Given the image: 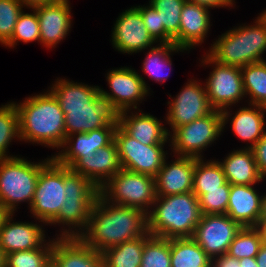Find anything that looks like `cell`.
I'll return each mask as SVG.
<instances>
[{"label": "cell", "instance_id": "6da1fadb", "mask_svg": "<svg viewBox=\"0 0 266 267\" xmlns=\"http://www.w3.org/2000/svg\"><path fill=\"white\" fill-rule=\"evenodd\" d=\"M54 82L49 91L65 114V137L119 125V110L100 92L99 86H89L66 78H57Z\"/></svg>", "mask_w": 266, "mask_h": 267}, {"label": "cell", "instance_id": "7a4b0ae2", "mask_svg": "<svg viewBox=\"0 0 266 267\" xmlns=\"http://www.w3.org/2000/svg\"><path fill=\"white\" fill-rule=\"evenodd\" d=\"M148 233L147 213L144 210L112 204L98 195L85 231L79 238L97 252Z\"/></svg>", "mask_w": 266, "mask_h": 267}, {"label": "cell", "instance_id": "3957f363", "mask_svg": "<svg viewBox=\"0 0 266 267\" xmlns=\"http://www.w3.org/2000/svg\"><path fill=\"white\" fill-rule=\"evenodd\" d=\"M14 105L19 116L20 141L60 150L65 140V114L49 90Z\"/></svg>", "mask_w": 266, "mask_h": 267}, {"label": "cell", "instance_id": "277c9868", "mask_svg": "<svg viewBox=\"0 0 266 267\" xmlns=\"http://www.w3.org/2000/svg\"><path fill=\"white\" fill-rule=\"evenodd\" d=\"M201 217L199 200L193 192L157 196L147 213L148 232L165 239L192 238Z\"/></svg>", "mask_w": 266, "mask_h": 267}, {"label": "cell", "instance_id": "5b68a950", "mask_svg": "<svg viewBox=\"0 0 266 267\" xmlns=\"http://www.w3.org/2000/svg\"><path fill=\"white\" fill-rule=\"evenodd\" d=\"M254 23L226 31L211 44L207 54L219 64L240 68L263 61L262 54L266 51V22L258 16Z\"/></svg>", "mask_w": 266, "mask_h": 267}, {"label": "cell", "instance_id": "8992f818", "mask_svg": "<svg viewBox=\"0 0 266 267\" xmlns=\"http://www.w3.org/2000/svg\"><path fill=\"white\" fill-rule=\"evenodd\" d=\"M52 159L31 162L24 157L0 159V204L14 214L21 202L31 206L40 170Z\"/></svg>", "mask_w": 266, "mask_h": 267}, {"label": "cell", "instance_id": "52a82bcc", "mask_svg": "<svg viewBox=\"0 0 266 267\" xmlns=\"http://www.w3.org/2000/svg\"><path fill=\"white\" fill-rule=\"evenodd\" d=\"M100 195L108 202L135 207L148 213L157 198L155 178L121 169L102 187Z\"/></svg>", "mask_w": 266, "mask_h": 267}, {"label": "cell", "instance_id": "ba28073f", "mask_svg": "<svg viewBox=\"0 0 266 267\" xmlns=\"http://www.w3.org/2000/svg\"><path fill=\"white\" fill-rule=\"evenodd\" d=\"M224 130L222 112L213 109L208 115L177 127L170 134L168 145L177 156L201 159L204 158L202 152L215 143Z\"/></svg>", "mask_w": 266, "mask_h": 267}, {"label": "cell", "instance_id": "9c48e42d", "mask_svg": "<svg viewBox=\"0 0 266 267\" xmlns=\"http://www.w3.org/2000/svg\"><path fill=\"white\" fill-rule=\"evenodd\" d=\"M64 188V166L53 158L40 170L30 213L36 221L50 223L58 216L66 201Z\"/></svg>", "mask_w": 266, "mask_h": 267}, {"label": "cell", "instance_id": "30bf717a", "mask_svg": "<svg viewBox=\"0 0 266 267\" xmlns=\"http://www.w3.org/2000/svg\"><path fill=\"white\" fill-rule=\"evenodd\" d=\"M201 64H212L213 71L209 73L205 87L209 104L214 110L222 111L232 107L246 97L240 67L219 64L207 52L202 57Z\"/></svg>", "mask_w": 266, "mask_h": 267}, {"label": "cell", "instance_id": "8fae6325", "mask_svg": "<svg viewBox=\"0 0 266 267\" xmlns=\"http://www.w3.org/2000/svg\"><path fill=\"white\" fill-rule=\"evenodd\" d=\"M122 168L156 177L166 160L165 144L144 145L129 136L119 125L114 134Z\"/></svg>", "mask_w": 266, "mask_h": 267}, {"label": "cell", "instance_id": "7c38bea8", "mask_svg": "<svg viewBox=\"0 0 266 267\" xmlns=\"http://www.w3.org/2000/svg\"><path fill=\"white\" fill-rule=\"evenodd\" d=\"M200 83L194 79L188 80L181 91L167 102L169 109L164 121L171 127L169 134L177 127L187 125L213 110L208 101L206 87Z\"/></svg>", "mask_w": 266, "mask_h": 267}, {"label": "cell", "instance_id": "4fadbf2b", "mask_svg": "<svg viewBox=\"0 0 266 267\" xmlns=\"http://www.w3.org/2000/svg\"><path fill=\"white\" fill-rule=\"evenodd\" d=\"M110 93L100 88V92L107 96L119 112L135 109L142 103L144 97L150 94L148 83L136 70L122 67L109 70L106 74Z\"/></svg>", "mask_w": 266, "mask_h": 267}, {"label": "cell", "instance_id": "5bb4252c", "mask_svg": "<svg viewBox=\"0 0 266 267\" xmlns=\"http://www.w3.org/2000/svg\"><path fill=\"white\" fill-rule=\"evenodd\" d=\"M241 228L227 214H205L200 218L192 238L212 259L228 252Z\"/></svg>", "mask_w": 266, "mask_h": 267}, {"label": "cell", "instance_id": "9a60e30c", "mask_svg": "<svg viewBox=\"0 0 266 267\" xmlns=\"http://www.w3.org/2000/svg\"><path fill=\"white\" fill-rule=\"evenodd\" d=\"M112 28V46L122 54H132L157 44L149 35L140 12L133 6L122 12Z\"/></svg>", "mask_w": 266, "mask_h": 267}, {"label": "cell", "instance_id": "2e32d148", "mask_svg": "<svg viewBox=\"0 0 266 267\" xmlns=\"http://www.w3.org/2000/svg\"><path fill=\"white\" fill-rule=\"evenodd\" d=\"M117 127H104L87 133H74L65 140L52 158L60 165L71 168L80 158L93 157L94 153L111 144Z\"/></svg>", "mask_w": 266, "mask_h": 267}, {"label": "cell", "instance_id": "e0dca14e", "mask_svg": "<svg viewBox=\"0 0 266 267\" xmlns=\"http://www.w3.org/2000/svg\"><path fill=\"white\" fill-rule=\"evenodd\" d=\"M31 9L36 11L39 20L40 44H43V47L55 48L66 38L72 27L70 1L57 0Z\"/></svg>", "mask_w": 266, "mask_h": 267}, {"label": "cell", "instance_id": "ac0fdd59", "mask_svg": "<svg viewBox=\"0 0 266 267\" xmlns=\"http://www.w3.org/2000/svg\"><path fill=\"white\" fill-rule=\"evenodd\" d=\"M13 215L10 213L0 227V249L5 255L39 248L47 241L44 222H14Z\"/></svg>", "mask_w": 266, "mask_h": 267}, {"label": "cell", "instance_id": "d6986e66", "mask_svg": "<svg viewBox=\"0 0 266 267\" xmlns=\"http://www.w3.org/2000/svg\"><path fill=\"white\" fill-rule=\"evenodd\" d=\"M196 158L177 156L175 161L167 158L155 177L157 196L192 192Z\"/></svg>", "mask_w": 266, "mask_h": 267}, {"label": "cell", "instance_id": "ffe728a7", "mask_svg": "<svg viewBox=\"0 0 266 267\" xmlns=\"http://www.w3.org/2000/svg\"><path fill=\"white\" fill-rule=\"evenodd\" d=\"M249 106V107H248ZM232 114L231 107L222 110L223 127L231 121V129L242 141L250 142L244 148L251 149L266 132L265 107L248 104ZM231 110V111H230ZM233 115V116H231ZM232 117V118H231ZM230 118V119H229Z\"/></svg>", "mask_w": 266, "mask_h": 267}, {"label": "cell", "instance_id": "44dd1931", "mask_svg": "<svg viewBox=\"0 0 266 267\" xmlns=\"http://www.w3.org/2000/svg\"><path fill=\"white\" fill-rule=\"evenodd\" d=\"M70 169L102 187L122 169L115 141L97 150L93 157L80 158Z\"/></svg>", "mask_w": 266, "mask_h": 267}, {"label": "cell", "instance_id": "7402d4cb", "mask_svg": "<svg viewBox=\"0 0 266 267\" xmlns=\"http://www.w3.org/2000/svg\"><path fill=\"white\" fill-rule=\"evenodd\" d=\"M53 267H104L102 253L87 246L79 237H55Z\"/></svg>", "mask_w": 266, "mask_h": 267}, {"label": "cell", "instance_id": "603a6c76", "mask_svg": "<svg viewBox=\"0 0 266 267\" xmlns=\"http://www.w3.org/2000/svg\"><path fill=\"white\" fill-rule=\"evenodd\" d=\"M137 111L140 113L130 110L120 112L119 126L129 136L144 145L166 144L170 141L169 130L162 121L150 113H143L139 108Z\"/></svg>", "mask_w": 266, "mask_h": 267}, {"label": "cell", "instance_id": "cb8c5ba5", "mask_svg": "<svg viewBox=\"0 0 266 267\" xmlns=\"http://www.w3.org/2000/svg\"><path fill=\"white\" fill-rule=\"evenodd\" d=\"M253 186L230 184L226 214L242 227H257L259 224L263 194H258Z\"/></svg>", "mask_w": 266, "mask_h": 267}, {"label": "cell", "instance_id": "d4e9b609", "mask_svg": "<svg viewBox=\"0 0 266 267\" xmlns=\"http://www.w3.org/2000/svg\"><path fill=\"white\" fill-rule=\"evenodd\" d=\"M96 199L97 197H66L58 216L50 223L58 226L62 224L63 228L56 237H79L88 225Z\"/></svg>", "mask_w": 266, "mask_h": 267}, {"label": "cell", "instance_id": "484cf974", "mask_svg": "<svg viewBox=\"0 0 266 267\" xmlns=\"http://www.w3.org/2000/svg\"><path fill=\"white\" fill-rule=\"evenodd\" d=\"M209 8L185 2L181 11L179 47L194 49L204 42L211 26Z\"/></svg>", "mask_w": 266, "mask_h": 267}, {"label": "cell", "instance_id": "4316f807", "mask_svg": "<svg viewBox=\"0 0 266 267\" xmlns=\"http://www.w3.org/2000/svg\"><path fill=\"white\" fill-rule=\"evenodd\" d=\"M218 161L227 182L233 185H255L264 179L257 167L253 151L249 148L233 150Z\"/></svg>", "mask_w": 266, "mask_h": 267}, {"label": "cell", "instance_id": "83f0119b", "mask_svg": "<svg viewBox=\"0 0 266 267\" xmlns=\"http://www.w3.org/2000/svg\"><path fill=\"white\" fill-rule=\"evenodd\" d=\"M158 45L148 49L141 70L152 80L159 83L161 82L162 84L170 75L164 71H166L167 68L172 70L171 55H173V53H179V51H188L189 49L177 47L174 43H158ZM171 70H169V72H171Z\"/></svg>", "mask_w": 266, "mask_h": 267}, {"label": "cell", "instance_id": "f1b7e54d", "mask_svg": "<svg viewBox=\"0 0 266 267\" xmlns=\"http://www.w3.org/2000/svg\"><path fill=\"white\" fill-rule=\"evenodd\" d=\"M152 235L148 232L145 236L135 240L120 243L102 252L104 267H140L144 243Z\"/></svg>", "mask_w": 266, "mask_h": 267}, {"label": "cell", "instance_id": "f546056e", "mask_svg": "<svg viewBox=\"0 0 266 267\" xmlns=\"http://www.w3.org/2000/svg\"><path fill=\"white\" fill-rule=\"evenodd\" d=\"M171 267H211V258L193 238L170 239Z\"/></svg>", "mask_w": 266, "mask_h": 267}, {"label": "cell", "instance_id": "4dcf8cb0", "mask_svg": "<svg viewBox=\"0 0 266 267\" xmlns=\"http://www.w3.org/2000/svg\"><path fill=\"white\" fill-rule=\"evenodd\" d=\"M226 183L227 179L218 161L196 158L192 192L198 198L206 193V190L221 189Z\"/></svg>", "mask_w": 266, "mask_h": 267}, {"label": "cell", "instance_id": "1f68e13d", "mask_svg": "<svg viewBox=\"0 0 266 267\" xmlns=\"http://www.w3.org/2000/svg\"><path fill=\"white\" fill-rule=\"evenodd\" d=\"M243 88L248 104L266 106V61L241 67Z\"/></svg>", "mask_w": 266, "mask_h": 267}, {"label": "cell", "instance_id": "d6a6232c", "mask_svg": "<svg viewBox=\"0 0 266 267\" xmlns=\"http://www.w3.org/2000/svg\"><path fill=\"white\" fill-rule=\"evenodd\" d=\"M41 247L15 251L5 255V267H49L52 264L54 239H48Z\"/></svg>", "mask_w": 266, "mask_h": 267}, {"label": "cell", "instance_id": "836d02e7", "mask_svg": "<svg viewBox=\"0 0 266 267\" xmlns=\"http://www.w3.org/2000/svg\"><path fill=\"white\" fill-rule=\"evenodd\" d=\"M15 139L20 140V133L18 111L13 101L0 106V159L16 157L7 154L8 147Z\"/></svg>", "mask_w": 266, "mask_h": 267}, {"label": "cell", "instance_id": "e575fe53", "mask_svg": "<svg viewBox=\"0 0 266 267\" xmlns=\"http://www.w3.org/2000/svg\"><path fill=\"white\" fill-rule=\"evenodd\" d=\"M186 0H150L152 5L160 12L161 26L173 38V43L179 47V31L181 11Z\"/></svg>", "mask_w": 266, "mask_h": 267}, {"label": "cell", "instance_id": "d590c367", "mask_svg": "<svg viewBox=\"0 0 266 267\" xmlns=\"http://www.w3.org/2000/svg\"><path fill=\"white\" fill-rule=\"evenodd\" d=\"M262 244V235L257 227H242L231 242L227 254L239 260L256 257Z\"/></svg>", "mask_w": 266, "mask_h": 267}, {"label": "cell", "instance_id": "8d00e7d4", "mask_svg": "<svg viewBox=\"0 0 266 267\" xmlns=\"http://www.w3.org/2000/svg\"><path fill=\"white\" fill-rule=\"evenodd\" d=\"M140 267H171L170 239L151 236L144 243Z\"/></svg>", "mask_w": 266, "mask_h": 267}, {"label": "cell", "instance_id": "74e56055", "mask_svg": "<svg viewBox=\"0 0 266 267\" xmlns=\"http://www.w3.org/2000/svg\"><path fill=\"white\" fill-rule=\"evenodd\" d=\"M33 13H25L19 15L15 25L12 38L5 44L6 47L14 48L19 41L24 43L40 42V25L37 13L34 9Z\"/></svg>", "mask_w": 266, "mask_h": 267}, {"label": "cell", "instance_id": "f35d334b", "mask_svg": "<svg viewBox=\"0 0 266 267\" xmlns=\"http://www.w3.org/2000/svg\"><path fill=\"white\" fill-rule=\"evenodd\" d=\"M26 8L20 0H0V43L5 45L11 38L19 15Z\"/></svg>", "mask_w": 266, "mask_h": 267}, {"label": "cell", "instance_id": "ab89813d", "mask_svg": "<svg viewBox=\"0 0 266 267\" xmlns=\"http://www.w3.org/2000/svg\"><path fill=\"white\" fill-rule=\"evenodd\" d=\"M65 197H98L99 188L81 174L73 172L64 166Z\"/></svg>", "mask_w": 266, "mask_h": 267}, {"label": "cell", "instance_id": "60d3db41", "mask_svg": "<svg viewBox=\"0 0 266 267\" xmlns=\"http://www.w3.org/2000/svg\"><path fill=\"white\" fill-rule=\"evenodd\" d=\"M230 193V183L221 186V189L206 190L198 200L202 215L226 214Z\"/></svg>", "mask_w": 266, "mask_h": 267}, {"label": "cell", "instance_id": "b9f144b4", "mask_svg": "<svg viewBox=\"0 0 266 267\" xmlns=\"http://www.w3.org/2000/svg\"><path fill=\"white\" fill-rule=\"evenodd\" d=\"M134 7L140 12L149 35L156 43H173V38L161 26L160 12L150 4Z\"/></svg>", "mask_w": 266, "mask_h": 267}, {"label": "cell", "instance_id": "7bdbcfd3", "mask_svg": "<svg viewBox=\"0 0 266 267\" xmlns=\"http://www.w3.org/2000/svg\"><path fill=\"white\" fill-rule=\"evenodd\" d=\"M258 170L266 178V132L262 138L251 148Z\"/></svg>", "mask_w": 266, "mask_h": 267}, {"label": "cell", "instance_id": "ee69618b", "mask_svg": "<svg viewBox=\"0 0 266 267\" xmlns=\"http://www.w3.org/2000/svg\"><path fill=\"white\" fill-rule=\"evenodd\" d=\"M211 267H240V260L225 253L212 258Z\"/></svg>", "mask_w": 266, "mask_h": 267}, {"label": "cell", "instance_id": "f6af8a7d", "mask_svg": "<svg viewBox=\"0 0 266 267\" xmlns=\"http://www.w3.org/2000/svg\"><path fill=\"white\" fill-rule=\"evenodd\" d=\"M187 2L205 6L209 9L220 8V7H233L235 4L234 0H186Z\"/></svg>", "mask_w": 266, "mask_h": 267}, {"label": "cell", "instance_id": "bcb514c9", "mask_svg": "<svg viewBox=\"0 0 266 267\" xmlns=\"http://www.w3.org/2000/svg\"><path fill=\"white\" fill-rule=\"evenodd\" d=\"M258 267H266V244H262L259 252L256 255Z\"/></svg>", "mask_w": 266, "mask_h": 267}, {"label": "cell", "instance_id": "7dc6e473", "mask_svg": "<svg viewBox=\"0 0 266 267\" xmlns=\"http://www.w3.org/2000/svg\"><path fill=\"white\" fill-rule=\"evenodd\" d=\"M57 0H20V2L27 7L28 9H31L38 5H44L48 3L55 2Z\"/></svg>", "mask_w": 266, "mask_h": 267}, {"label": "cell", "instance_id": "c3c4849f", "mask_svg": "<svg viewBox=\"0 0 266 267\" xmlns=\"http://www.w3.org/2000/svg\"><path fill=\"white\" fill-rule=\"evenodd\" d=\"M240 267H258L255 257H246L240 259Z\"/></svg>", "mask_w": 266, "mask_h": 267}, {"label": "cell", "instance_id": "681fc988", "mask_svg": "<svg viewBox=\"0 0 266 267\" xmlns=\"http://www.w3.org/2000/svg\"><path fill=\"white\" fill-rule=\"evenodd\" d=\"M262 197V205H261V214H260V220L259 221H266V194L263 193Z\"/></svg>", "mask_w": 266, "mask_h": 267}, {"label": "cell", "instance_id": "f907efd6", "mask_svg": "<svg viewBox=\"0 0 266 267\" xmlns=\"http://www.w3.org/2000/svg\"><path fill=\"white\" fill-rule=\"evenodd\" d=\"M257 228L261 232L263 243L266 244V221H259Z\"/></svg>", "mask_w": 266, "mask_h": 267}, {"label": "cell", "instance_id": "816d5d0a", "mask_svg": "<svg viewBox=\"0 0 266 267\" xmlns=\"http://www.w3.org/2000/svg\"><path fill=\"white\" fill-rule=\"evenodd\" d=\"M10 213L0 204V227Z\"/></svg>", "mask_w": 266, "mask_h": 267}, {"label": "cell", "instance_id": "f5cc1de1", "mask_svg": "<svg viewBox=\"0 0 266 267\" xmlns=\"http://www.w3.org/2000/svg\"><path fill=\"white\" fill-rule=\"evenodd\" d=\"M0 267H5V254L0 249Z\"/></svg>", "mask_w": 266, "mask_h": 267}, {"label": "cell", "instance_id": "db71d44e", "mask_svg": "<svg viewBox=\"0 0 266 267\" xmlns=\"http://www.w3.org/2000/svg\"><path fill=\"white\" fill-rule=\"evenodd\" d=\"M265 22H266V10L262 11V13L259 15Z\"/></svg>", "mask_w": 266, "mask_h": 267}]
</instances>
